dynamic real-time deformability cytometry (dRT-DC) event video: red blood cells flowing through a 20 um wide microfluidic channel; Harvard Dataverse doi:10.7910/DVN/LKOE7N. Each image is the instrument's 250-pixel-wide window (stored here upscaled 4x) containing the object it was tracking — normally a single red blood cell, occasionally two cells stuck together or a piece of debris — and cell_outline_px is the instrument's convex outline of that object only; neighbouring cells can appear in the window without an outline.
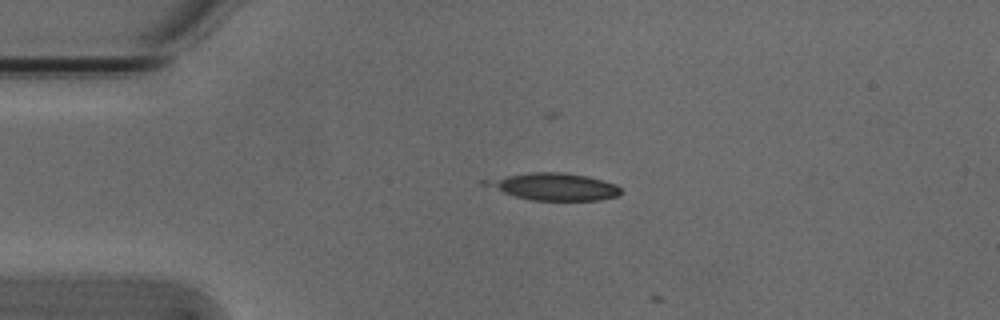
{"species": "Egyptian fruit bat (a non-hibernating species)", "species_latin": "Rousettus aegyptiacus", "temperature_condition": "cold", "stored_images_in_passage": 4, "camera_frame_rate_fps": 3000, "um_per_image_px": 0.085, "animal": {"sex": "male"}, "frame": {"image": 1, "passage_image": 3, "time_ms": 0.667, "image_size_px": [1000, 320], "cell_outline_px": [[624, 192], [616, 196], [600, 200], [532, 200], [516, 196], [480, 184], [480, 180], [528, 172], [564, 172], [588, 176], [616, 184]], "centroid_in_image_um": [47.08, 15.85], "position_along_channel_um": 37.9, "area_um2": 21.44}}